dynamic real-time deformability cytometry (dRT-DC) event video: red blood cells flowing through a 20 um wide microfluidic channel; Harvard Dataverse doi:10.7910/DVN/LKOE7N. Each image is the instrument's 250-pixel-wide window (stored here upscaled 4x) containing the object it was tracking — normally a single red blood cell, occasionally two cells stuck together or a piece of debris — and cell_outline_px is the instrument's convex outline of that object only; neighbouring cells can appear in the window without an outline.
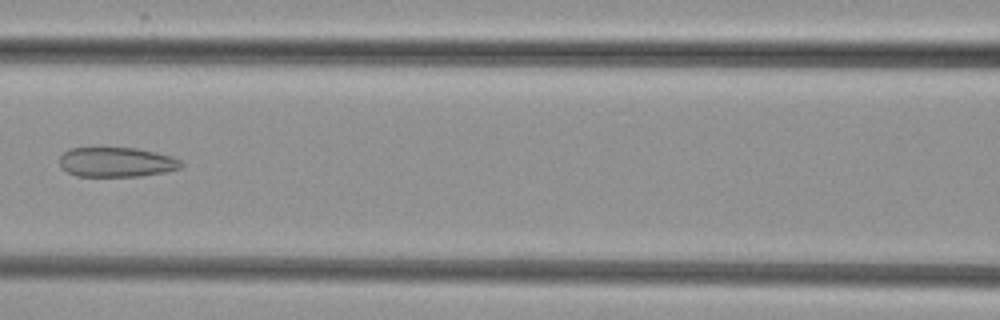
{"species": "common noctule bat (a hibernating species)", "species_latin": "Nyctalus noctula", "temperature_condition": "cold", "stored_images_in_passage": 6, "camera_frame_rate_fps": 3000, "um_per_image_px": 0.085, "animal": {"sex": "female", "body_mass_g": 29.2, "forearm_length_mm": 56.3}, "frame": {"image": 1, "passage_image": 5, "time_ms": 5.667, "image_size_px": [1000, 320], "cell_outline_px": [[184, 164], [180, 168], [164, 172], [140, 176], [76, 176], [60, 168], [60, 156], [68, 148], [136, 148], [156, 152], [172, 156], [180, 160]], "centroid_in_image_um": [9.9, 13.78], "position_along_channel_um": 156.7, "area_um2": 21.1}}
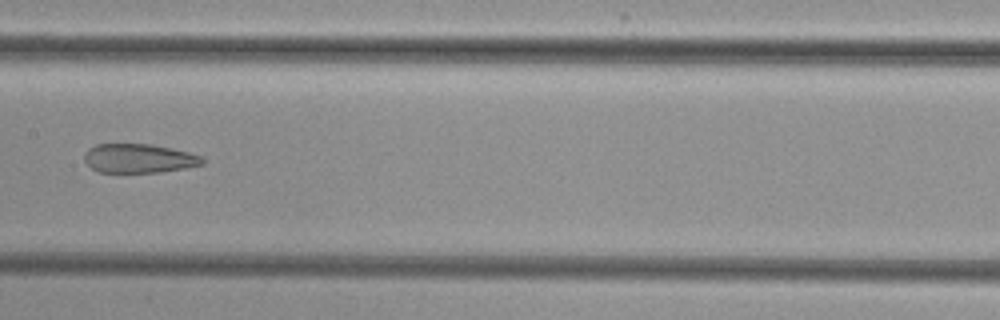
{"frame": {"image": 2, "passage_image": 6, "time_ms": 6.667, "image_size_px": [1000, 320], "cell_outline_px": [[204, 164], [184, 168], [160, 172], [100, 172], [92, 168], [84, 160], [84, 152], [88, 148], [96, 144], [152, 144], [172, 148], [188, 152], [200, 156], [204, 160]], "centroid_in_image_um": [11.79, 13.45], "position_along_channel_um": 195.6, "area_um2": 19.94}}